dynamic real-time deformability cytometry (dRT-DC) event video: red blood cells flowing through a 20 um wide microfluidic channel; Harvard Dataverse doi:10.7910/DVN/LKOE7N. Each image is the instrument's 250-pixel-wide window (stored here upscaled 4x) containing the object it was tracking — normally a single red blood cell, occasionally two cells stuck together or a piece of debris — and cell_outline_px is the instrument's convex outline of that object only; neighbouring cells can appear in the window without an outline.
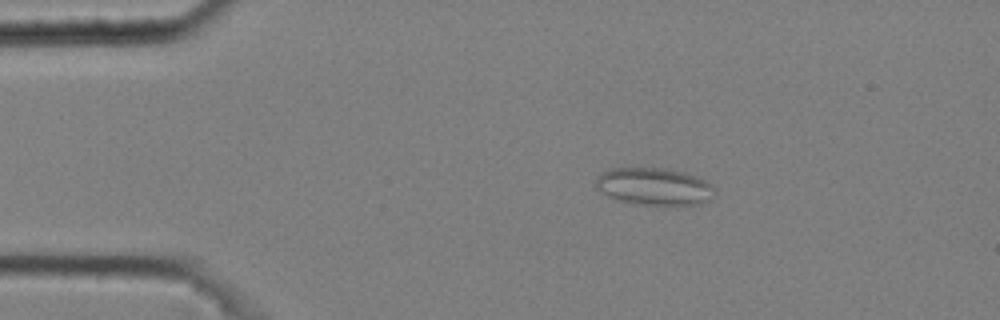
{"species": "common noctule bat (a hibernating species)", "species_latin": "Nyctalus noctula", "temperature_condition": "cold", "stored_images_in_passage": 4, "camera_frame_rate_fps": 3000, "um_per_image_px": 0.085, "animal": {"sex": "male", "body_mass_g": 20.4}, "frame": {"image": 1, "passage_image": 2, "time_ms": 0.333, "image_size_px": [1000, 320], "cell_outline_px": [[716, 196], [708, 200], [696, 204], [676, 208], [636, 204], [616, 200], [600, 192], [596, 188], [596, 176], [600, 172], [608, 168], [668, 168], [684, 172], [696, 176], [712, 184], [716, 188]], "centroid_in_image_um": [55.63, 15.89], "position_along_channel_um": 29.4, "area_um2": 26.99}}